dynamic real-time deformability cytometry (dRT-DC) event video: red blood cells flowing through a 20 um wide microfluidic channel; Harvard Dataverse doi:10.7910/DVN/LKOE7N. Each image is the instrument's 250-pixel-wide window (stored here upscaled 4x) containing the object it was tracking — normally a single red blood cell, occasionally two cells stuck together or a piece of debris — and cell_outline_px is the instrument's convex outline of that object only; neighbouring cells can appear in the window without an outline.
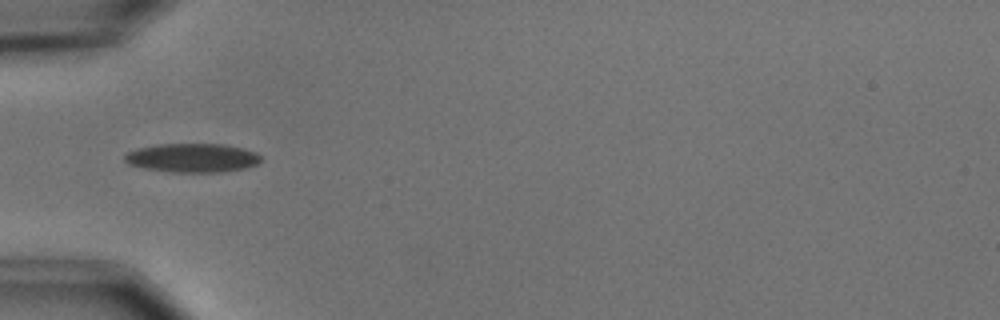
{"species": "common noctule bat (a hibernating species)", "species_latin": "Nyctalus noctula", "temperature_condition": "cold", "stored_images_in_passage": 6, "camera_frame_rate_fps": 3000, "um_per_image_px": 0.085, "animal": {"sex": "male", "body_mass_g": 15.6}, "frame": {"image": 1, "passage_image": 3, "time_ms": 2.667, "image_size_px": [1000, 320], "cell_outline_px": [[260, 160], [256, 164], [248, 168], [220, 172], [168, 172], [144, 168], [128, 164], [124, 160], [124, 156], [128, 152], [136, 148], [156, 144], [224, 144], [256, 152], [260, 156]], "centroid_in_image_um": [16.32, 13.42], "position_along_channel_um": 68.7, "area_um2": 23.0}}
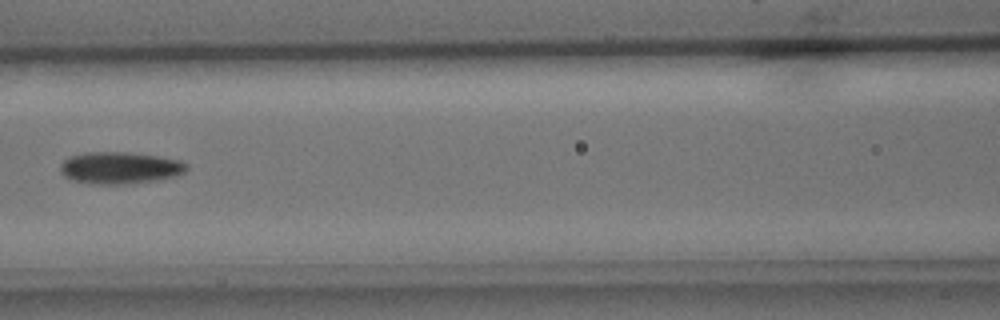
{"frame": {"image": 2, "passage_image": 5, "time_ms": 5.0, "image_size_px": [1000, 320], "cell_outline_px": [[188, 168], [184, 172], [176, 176], [152, 180], [124, 184], [92, 184], [72, 180], [64, 176], [60, 172], [60, 164], [64, 160], [72, 156], [84, 152], [128, 152], [156, 156], [180, 160], [188, 164]], "centroid_in_image_um": [10.17, 14.26], "position_along_channel_um": 156.4, "area_um2": 23.41}}
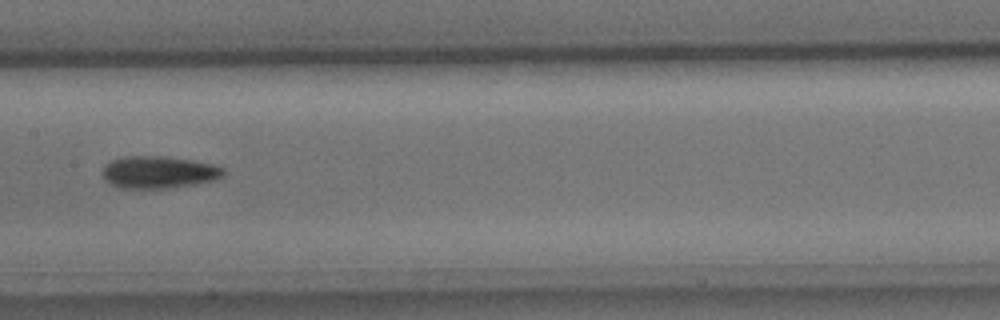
{"frame": {"image": 3, "passage_image": 6, "time_ms": 6.0, "image_size_px": [1000, 320], "cell_outline_px": [[224, 176], [212, 180], [192, 184], [168, 188], [120, 188], [104, 180], [104, 164], [112, 160], [124, 156], [168, 156], [196, 160], [212, 164], [224, 168]], "centroid_in_image_um": [13.49, 14.62], "position_along_channel_um": 193.9, "area_um2": 22.72}}